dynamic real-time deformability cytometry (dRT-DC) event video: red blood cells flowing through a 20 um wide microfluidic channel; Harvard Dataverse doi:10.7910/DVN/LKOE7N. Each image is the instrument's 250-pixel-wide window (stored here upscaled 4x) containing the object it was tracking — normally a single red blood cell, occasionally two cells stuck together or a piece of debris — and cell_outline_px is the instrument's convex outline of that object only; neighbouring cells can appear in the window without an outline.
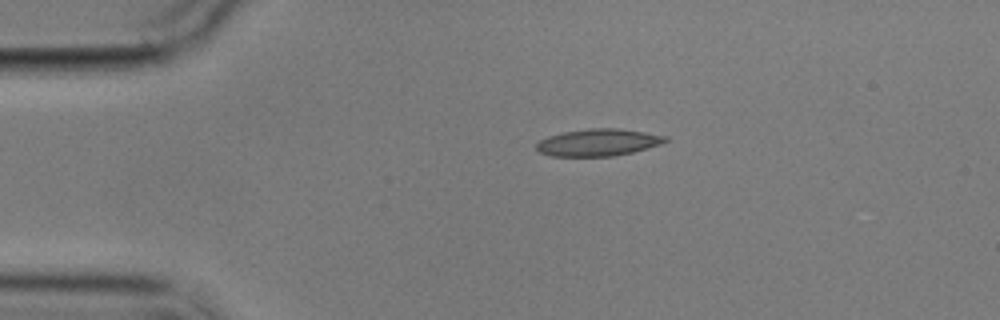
{"species": "common noctule bat (a hibernating species)", "species_latin": "Nyctalus noctula", "temperature_condition": "cold", "stored_images_in_passage": 10, "camera_frame_rate_fps": 3000, "um_per_image_px": 0.085, "animal": {"sex": "male", "body_mass_g": 17.9}, "frame": {"image": 1, "passage_image": 1, "time_ms": 0.0, "image_size_px": [1000, 320], "cell_outline_px": [[668, 140], [660, 144], [632, 152], [612, 156], [552, 156], [540, 152], [536, 148], [536, 144], [540, 140], [548, 136], [564, 132], [588, 128], [620, 128], [668, 136]], "centroid_in_image_um": [50.84, 12.1], "position_along_channel_um": 34.2, "area_um2": 20.23}}
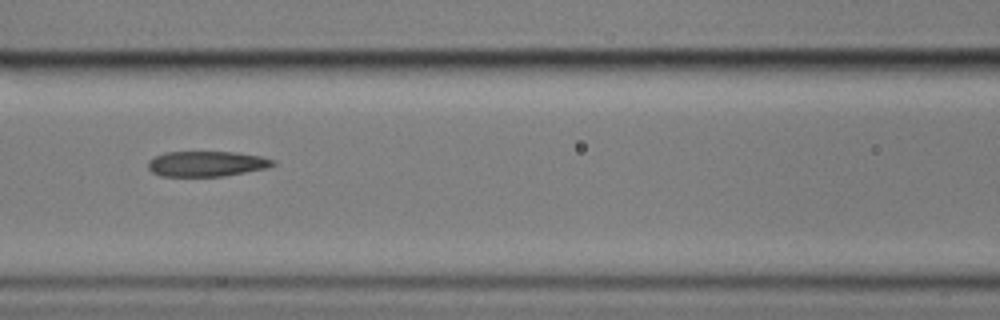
{"frame": {"image": 2, "passage_image": 5, "time_ms": 4.333, "image_size_px": [1000, 320], "cell_outline_px": [[276, 164], [268, 168], [224, 176], [160, 176], [152, 172], [148, 168], [148, 160], [164, 152], [236, 152], [260, 156], [276, 160]], "centroid_in_image_um": [17.58, 13.92], "position_along_channel_um": 149.0, "area_um2": 18.55}}
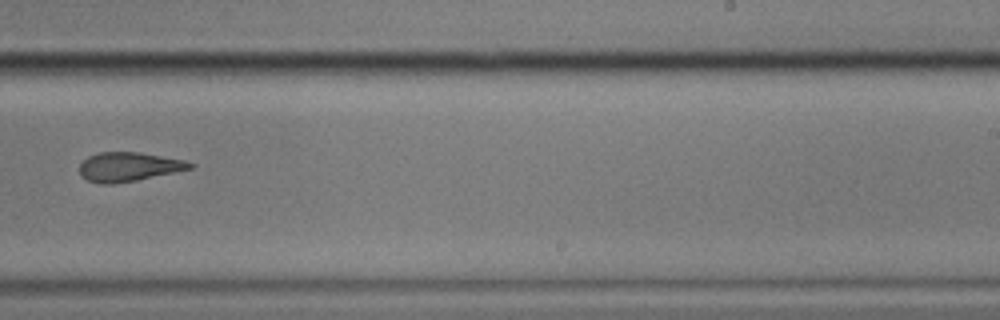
{"frame": {"image": 3, "passage_image": 8, "time_ms": 8.0, "image_size_px": [1000, 320], "cell_outline_px": [[196, 168], [136, 180], [112, 184], [100, 184], [88, 180], [80, 176], [80, 164], [88, 156], [100, 152], [140, 152], [184, 160], [196, 164]], "centroid_in_image_um": [10.97, 14.18], "position_along_channel_um": 278.0, "area_um2": 18.84}}